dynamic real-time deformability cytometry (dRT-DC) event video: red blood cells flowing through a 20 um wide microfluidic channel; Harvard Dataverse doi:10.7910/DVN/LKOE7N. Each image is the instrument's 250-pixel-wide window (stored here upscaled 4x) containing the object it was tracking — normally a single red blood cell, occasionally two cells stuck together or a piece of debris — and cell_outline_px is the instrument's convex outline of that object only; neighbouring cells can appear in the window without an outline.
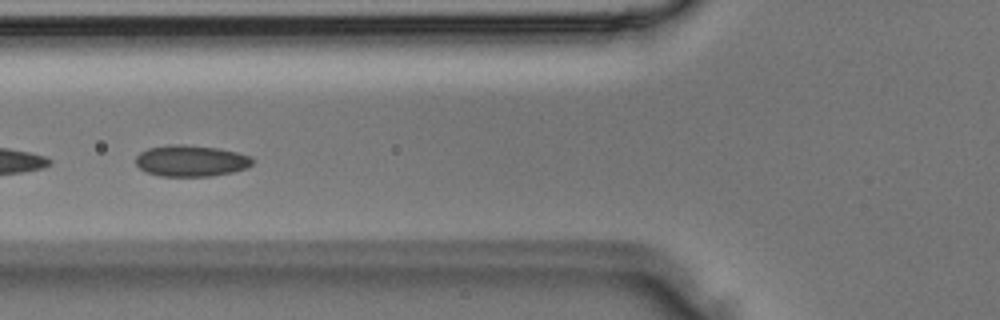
{"species": "Egyptian fruit bat (a non-hibernating species)", "species_latin": "Rousettus aegyptiacus", "temperature_condition": "room temperature", "stored_images_in_passage": 5, "camera_frame_rate_fps": 3000, "um_per_image_px": 0.085, "animal": {"sex": "male"}, "frame": {"image": 1, "passage_image": 5, "time_ms": 1.333, "image_size_px": [1000, 320], "cell_outline_px": [[252, 164], [248, 168], [232, 172], [212, 176], [160, 176], [148, 172], [140, 168], [136, 164], [136, 156], [140, 152], [148, 148], [168, 144], [184, 144], [220, 148], [252, 156]], "centroid_in_image_um": [16.25, 13.66], "position_along_channel_um": 109.6, "area_um2": 21.44}}